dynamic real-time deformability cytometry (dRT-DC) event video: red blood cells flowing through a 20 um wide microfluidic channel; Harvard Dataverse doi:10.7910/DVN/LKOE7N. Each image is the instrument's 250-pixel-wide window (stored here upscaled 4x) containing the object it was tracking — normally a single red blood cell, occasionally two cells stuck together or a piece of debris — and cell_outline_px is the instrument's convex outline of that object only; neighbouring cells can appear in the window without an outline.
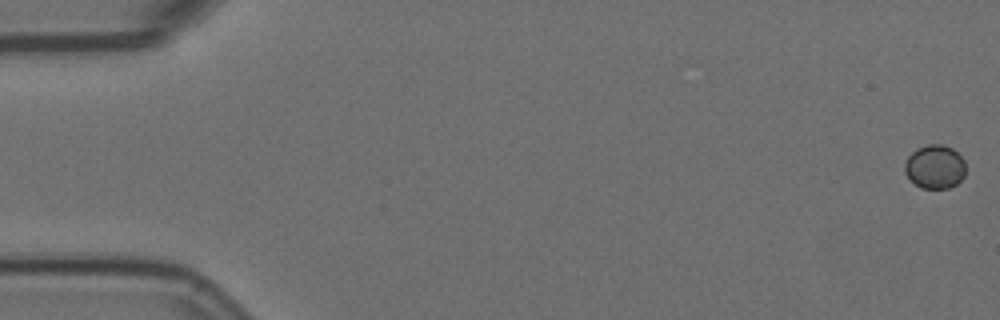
{"species": "Egyptian fruit bat (a non-hibernating species)", "species_latin": "Rousettus aegyptiacus", "temperature_condition": "room temperature", "stored_images_in_passage": 57, "camera_frame_rate_fps": 3000, "um_per_image_px": 0.085, "animal": {"sex": "female"}, "frame": {"image": 1, "passage_image": 1, "time_ms": 0.0, "image_size_px": [1000, 320], "cell_outline_px": [[964, 176], [956, 184], [948, 188], [920, 188], [904, 172], [904, 164], [908, 156], [916, 148], [928, 144], [944, 144], [952, 148], [964, 160]], "centroid_in_image_um": [79.45, 14.16], "position_along_channel_um": 5.6, "area_um2": 15.49}}
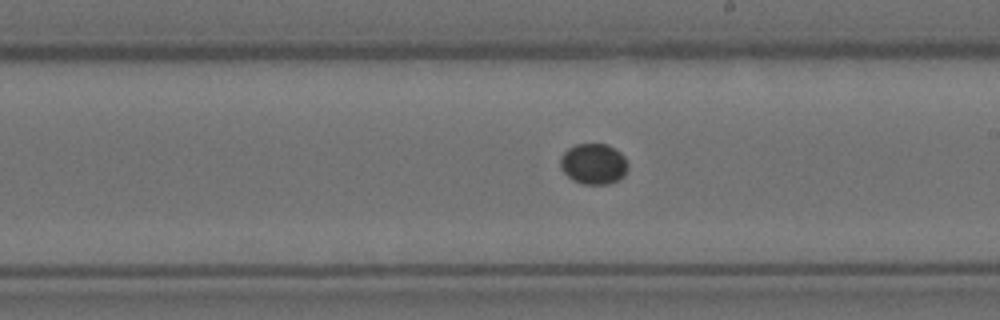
{"frame": {"image": 2, "passage_image": 33, "time_ms": 10.667, "image_size_px": [1000, 320], "cell_outline_px": [[628, 168], [624, 176], [608, 184], [580, 184], [572, 180], [560, 168], [560, 156], [568, 148], [576, 144], [608, 144], [620, 152], [624, 156], [628, 164]], "centroid_in_image_um": [50.44, 13.93], "position_along_channel_um": 238.6, "area_um2": 16.18}}
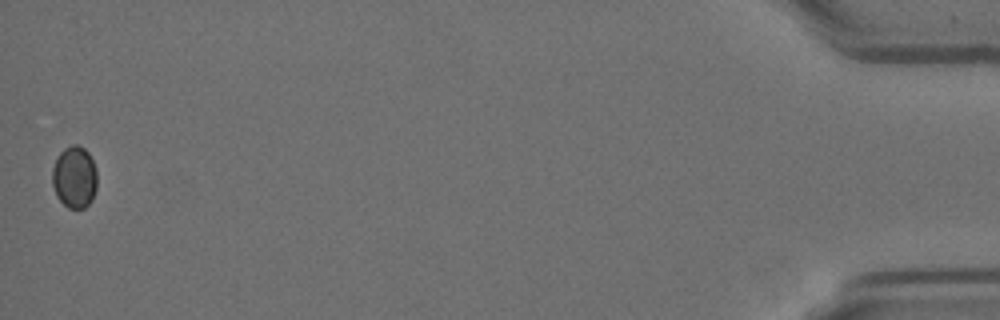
{"frame": {"image": 3, "passage_image": 57, "time_ms": 18.667, "image_size_px": [1000, 320], "cell_outline_px": [[96, 188], [92, 200], [84, 208], [68, 208], [56, 196], [52, 184], [52, 168], [60, 152], [64, 148], [72, 144], [76, 144], [84, 148], [88, 152], [92, 160], [96, 172]], "centroid_in_image_um": [6.32, 15.05], "position_along_channel_um": 428.9, "area_um2": 16.18}}